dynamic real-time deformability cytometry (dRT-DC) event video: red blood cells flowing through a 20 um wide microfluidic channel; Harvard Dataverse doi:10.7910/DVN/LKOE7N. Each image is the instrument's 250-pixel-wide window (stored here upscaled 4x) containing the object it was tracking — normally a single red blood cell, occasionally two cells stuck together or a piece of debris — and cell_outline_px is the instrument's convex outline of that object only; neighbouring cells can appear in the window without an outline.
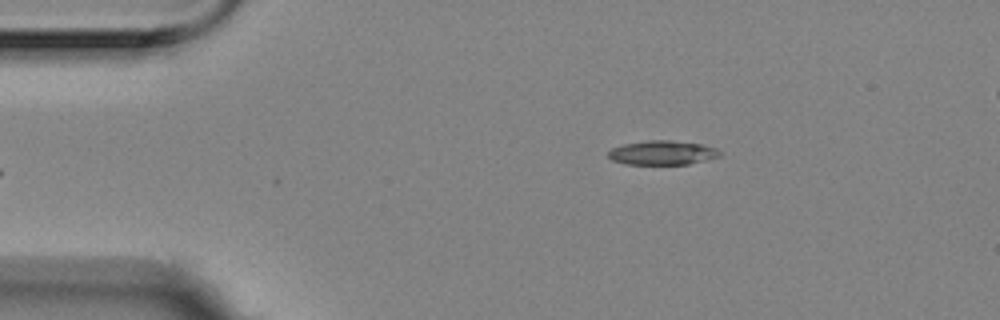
{"species": "Egyptian fruit bat (a non-hibernating species)", "species_latin": "Rousettus aegyptiacus", "temperature_condition": "room temperature", "stored_images_in_passage": 6, "camera_frame_rate_fps": 3000, "um_per_image_px": 0.085, "animal": {"sex": "female"}, "frame": {"image": 1, "passage_image": 6, "time_ms": 1.667, "image_size_px": [1000, 320], "cell_outline_px": [[724, 152], [720, 156], [688, 164], [624, 164], [612, 160], [608, 156], [608, 152], [612, 148], [624, 144], [648, 140], [672, 140], [700, 144], [716, 148]], "centroid_in_image_um": [56.31, 12.98], "position_along_channel_um": 28.7, "area_um2": 15.72}}